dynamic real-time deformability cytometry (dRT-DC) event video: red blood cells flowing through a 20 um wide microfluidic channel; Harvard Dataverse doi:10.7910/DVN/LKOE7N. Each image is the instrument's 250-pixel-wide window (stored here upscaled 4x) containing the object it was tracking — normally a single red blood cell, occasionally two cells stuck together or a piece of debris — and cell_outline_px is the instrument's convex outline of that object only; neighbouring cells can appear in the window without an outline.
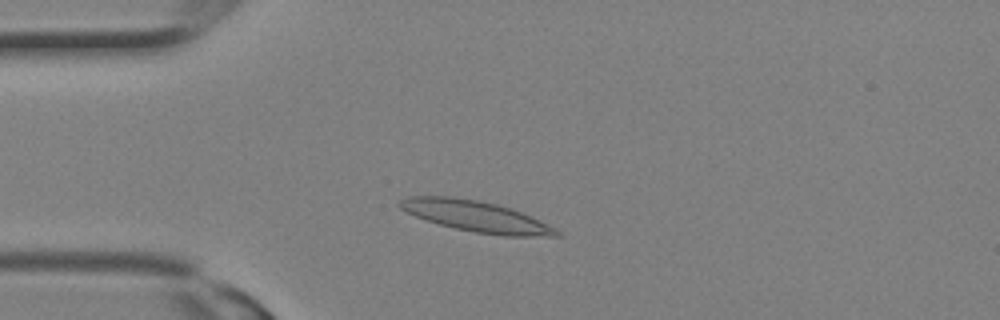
{"species": "Egyptian fruit bat (a non-hibernating species)", "species_latin": "Rousettus aegyptiacus", "temperature_condition": "room temperature", "stored_images_in_passage": 10, "camera_frame_rate_fps": 3000, "um_per_image_px": 0.085, "animal": {"sex": "female"}, "frame": {"image": 1, "passage_image": 5, "time_ms": 1.333, "image_size_px": [1000, 320], "cell_outline_px": [[564, 236], [504, 236], [476, 232], [456, 228], [440, 224], [416, 216], [400, 208], [396, 204], [400, 200], [408, 196], [452, 196], [476, 200], [496, 204], [512, 208], [548, 224], [556, 228]], "centroid_in_image_um": [40.49, 18.38], "position_along_channel_um": 44.5, "area_um2": 28.03}}
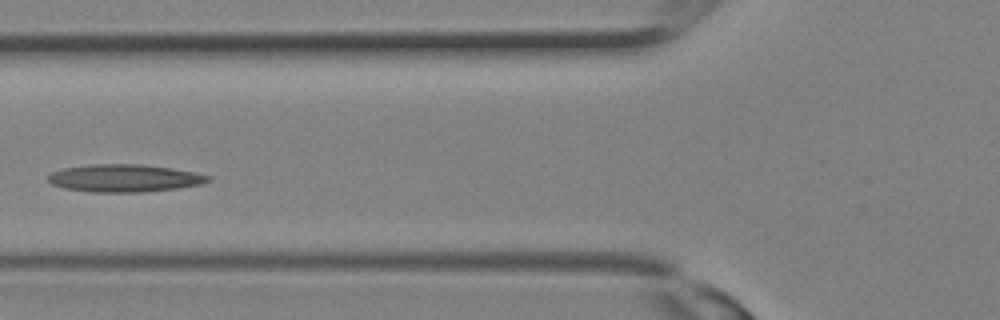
{"frame": {"image": 2, "passage_image": 9, "time_ms": 2.667, "image_size_px": [1000, 320], "cell_outline_px": [[212, 180], [200, 184], [176, 188], [144, 192], [92, 192], [64, 188], [52, 184], [48, 180], [48, 176], [52, 172], [64, 168], [88, 164], [144, 164], [172, 168], [196, 172], [212, 176]], "centroid_in_image_um": [10.6, 15.13], "position_along_channel_um": 115.2, "area_um2": 25.84}}